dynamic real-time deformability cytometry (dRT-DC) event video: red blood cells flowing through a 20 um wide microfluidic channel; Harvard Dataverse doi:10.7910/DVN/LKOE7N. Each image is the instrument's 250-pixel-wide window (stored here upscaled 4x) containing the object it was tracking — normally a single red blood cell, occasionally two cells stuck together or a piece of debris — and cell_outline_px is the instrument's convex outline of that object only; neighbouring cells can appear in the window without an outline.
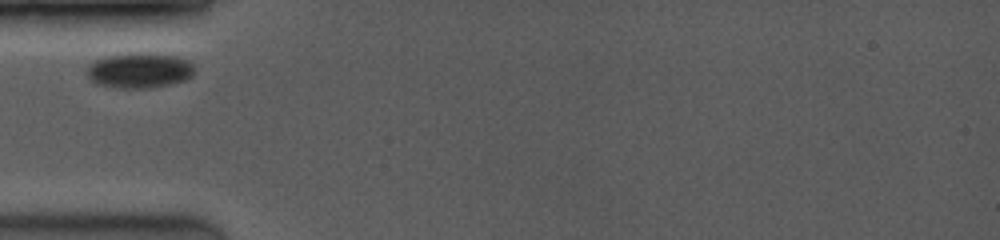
{"species": "common noctule bat (a hibernating species)", "species_latin": "Nyctalus noctula", "temperature_condition": "room temperature", "stored_images_in_passage": 2, "camera_frame_rate_fps": 3500, "um_per_image_px": 0.085, "animal": {"sex": "female", "body_mass_g": 19.0, "forearm_length_mm": 53.3}, "frame": {"image": 1, "passage_image": 1, "time_ms": 0.0, "image_size_px": [1000, 240], "cell_outline_px": [[196, 72], [192, 76], [184, 80], [152, 88], [120, 88], [96, 84], [88, 76], [88, 64], [104, 56], [128, 52], [148, 52], [176, 56], [188, 60], [196, 68]], "centroid_in_image_um": [11.87, 5.96], "position_along_channel_um": 73.1, "area_um2": 22.48}}